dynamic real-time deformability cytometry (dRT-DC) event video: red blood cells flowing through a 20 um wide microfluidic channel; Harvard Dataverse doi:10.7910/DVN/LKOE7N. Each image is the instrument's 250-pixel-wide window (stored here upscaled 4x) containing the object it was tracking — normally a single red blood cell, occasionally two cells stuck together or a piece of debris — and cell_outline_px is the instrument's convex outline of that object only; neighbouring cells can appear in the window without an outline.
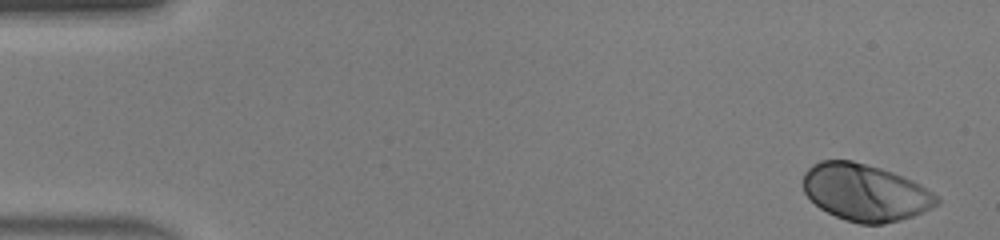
{"species": "human", "species_latin": "Homo sapiens", "temperature_condition": "warm", "stored_images_in_passage": 45, "camera_frame_rate_fps": 3000, "um_per_image_px": 0.085, "donor": {"sex": "male"}, "frame": {"image": 1, "passage_image": 1, "time_ms": 0.0, "image_size_px": [1000, 240], "cell_outline_px": [[940, 204], [924, 212], [900, 220], [884, 224], [860, 224], [844, 220], [820, 208], [804, 192], [804, 172], [812, 164], [820, 160], [852, 160], [880, 168], [904, 176], [920, 184], [940, 196]], "centroid_in_image_um": [73.58, 16.36], "position_along_channel_um": 11.4, "area_um2": 44.56}}
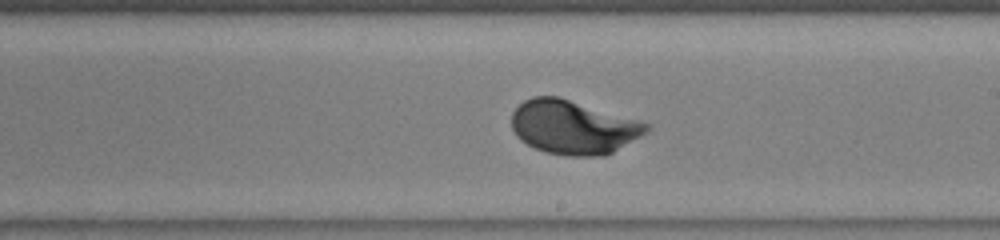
{"frame": {"image": 2, "passage_image": 26, "time_ms": 8.333, "image_size_px": [1000, 240], "cell_outline_px": [[652, 128], [648, 132], [612, 152], [604, 156], [564, 156], [544, 152], [520, 140], [516, 136], [512, 128], [512, 112], [524, 100], [532, 96], [556, 96], [652, 124]], "centroid_in_image_um": [48.73, 10.82], "position_along_channel_um": 240.3, "area_um2": 42.25}}
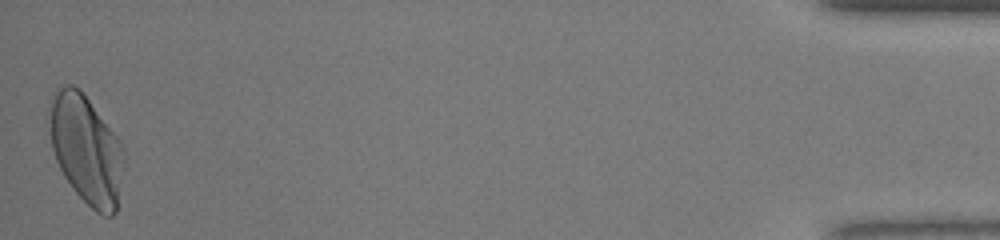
{"frame": {"image": 3, "passage_image": 45, "time_ms": 14.667, "image_size_px": [1000, 240], "cell_outline_px": [[124, 168], [116, 212], [112, 216], [104, 216], [96, 212], [72, 188], [64, 176], [56, 160], [52, 148], [52, 100], [56, 88], [64, 84], [72, 84], [80, 88], [120, 140], [124, 148]], "centroid_in_image_um": [7.38, 12.73], "position_along_channel_um": 427.8, "area_um2": 46.76}, "authors_computed_cell_mechanics": {"area_um2": 42.2518, "velocity_mm_per_s": 4.4185, "shape_relaxation_time_tau1_ms": 1.977, "shape_relaxation_time_tau2_ms": null, "deformation_change_tau1": 0.154, "deformation_change_tau2": null}}